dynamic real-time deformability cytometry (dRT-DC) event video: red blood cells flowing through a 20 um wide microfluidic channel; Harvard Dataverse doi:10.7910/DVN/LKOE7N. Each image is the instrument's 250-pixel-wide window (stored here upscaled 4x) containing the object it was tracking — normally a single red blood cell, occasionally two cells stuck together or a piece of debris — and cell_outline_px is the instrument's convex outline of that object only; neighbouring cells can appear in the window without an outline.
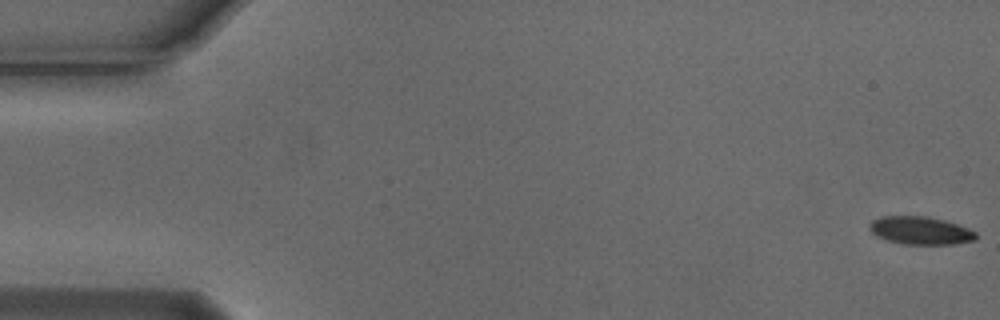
{"species": "Egyptian fruit bat (a non-hibernating species)", "species_latin": "Rousettus aegyptiacus", "temperature_condition": "cold", "stored_images_in_passage": 6, "segment_of_instrument_passage": [1, 2], "camera_frame_rate_fps": 3000, "um_per_image_px": 0.085, "animal": {"sex": "male"}, "frame": {"image": 1, "passage_image": 1, "time_ms": 0.0, "image_size_px": [1000, 320], "cell_outline_px": [[976, 240], [956, 244], [904, 244], [888, 240], [876, 236], [868, 228], [868, 224], [872, 220], [880, 216], [928, 216], [944, 220], [968, 228], [976, 232]], "centroid_in_image_um": [78.22, 19.59], "position_along_channel_um": 6.8, "area_um2": 17.4}}
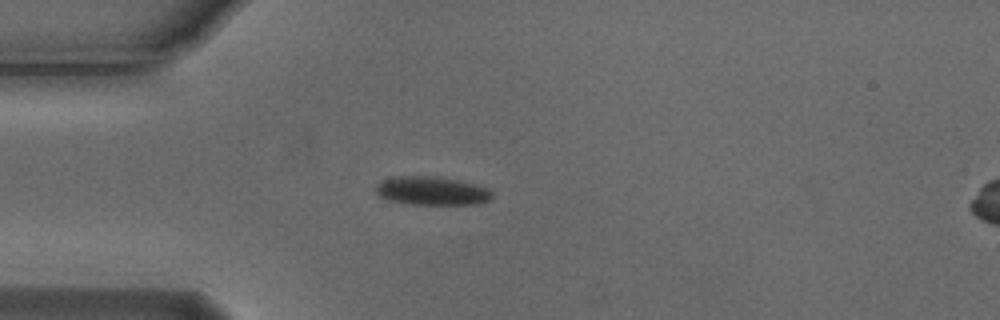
{"frame": {"image": 2, "passage_image": 5, "time_ms": 1.333, "image_size_px": [1000, 320], "cell_outline_px": [[492, 196], [488, 200], [476, 204], [404, 204], [388, 200], [380, 196], [376, 192], [376, 188], [384, 180], [392, 176], [436, 176], [460, 180], [488, 188], [492, 192]], "centroid_in_image_um": [36.71, 16.22], "position_along_channel_um": 48.3, "area_um2": 19.31}}